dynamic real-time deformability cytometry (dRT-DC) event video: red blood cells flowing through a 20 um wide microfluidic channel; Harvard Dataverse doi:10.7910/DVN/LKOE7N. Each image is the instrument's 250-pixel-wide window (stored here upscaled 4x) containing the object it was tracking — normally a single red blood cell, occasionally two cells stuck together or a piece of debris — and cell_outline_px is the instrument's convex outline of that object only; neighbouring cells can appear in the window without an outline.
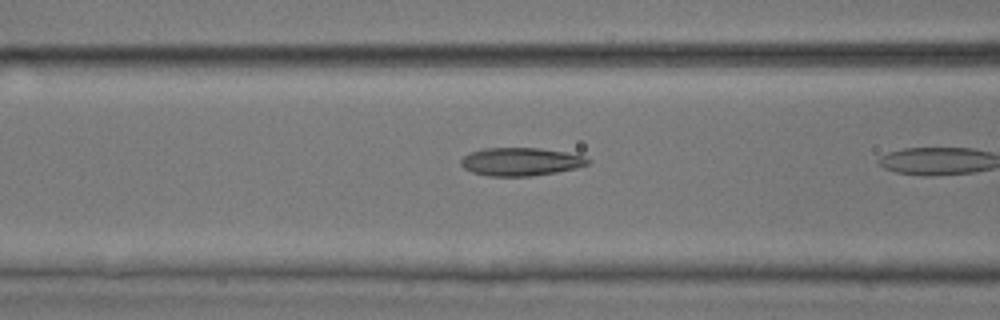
{"species": "common noctule bat (a hibernating species)", "species_latin": "Nyctalus noctula", "temperature_condition": "room temperature", "stored_images_in_passage": 7, "camera_frame_rate_fps": 3000, "um_per_image_px": 0.085, "animal": {"sex": "male", "body_mass_g": 17.9, "forearm_length_mm": 54.2}, "frame": {"image": 1, "passage_image": 6, "time_ms": 1.667, "image_size_px": [1000, 320], "cell_outline_px": [[592, 160], [588, 164], [576, 168], [556, 172], [532, 176], [488, 176], [472, 172], [464, 168], [460, 164], [460, 160], [464, 156], [480, 148], [540, 148], [568, 152], [584, 156]], "centroid_in_image_um": [44.27, 13.74], "position_along_channel_um": 122.3, "area_um2": 20.92}}